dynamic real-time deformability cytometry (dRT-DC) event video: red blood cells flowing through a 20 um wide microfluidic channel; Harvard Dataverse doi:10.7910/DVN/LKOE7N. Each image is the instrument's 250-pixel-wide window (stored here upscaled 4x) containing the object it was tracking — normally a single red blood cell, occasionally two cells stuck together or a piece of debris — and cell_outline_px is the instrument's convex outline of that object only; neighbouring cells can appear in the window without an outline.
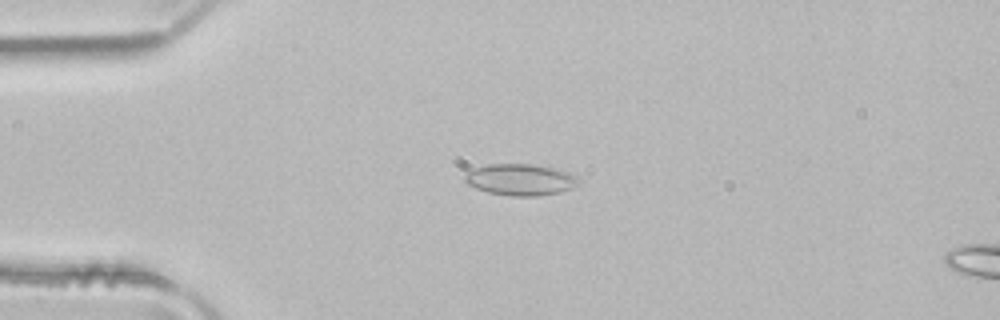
{"species": "common noctule bat (a hibernating species)", "species_latin": "Nyctalus noctula", "temperature_condition": "room temperature", "stored_images_in_passage": 3, "segment_of_instrument_passage": [1, 2], "camera_frame_rate_fps": 3000, "um_per_image_px": 0.085, "animal": {"sex": "male", "body_mass_g": 21.5, "forearm_length_mm": 52.0}, "frame": {"image": 1, "passage_image": 2, "time_ms": 0.333, "image_size_px": [1000, 320], "cell_outline_px": [[580, 184], [572, 188], [560, 192], [536, 196], [512, 196], [488, 192], [476, 188], [468, 184], [464, 180], [464, 176], [468, 172], [476, 168], [488, 164], [532, 164], [552, 168], [568, 172], [576, 176], [580, 180]], "centroid_in_image_um": [44.26, 15.27], "position_along_channel_um": 40.7, "area_um2": 20.75}}